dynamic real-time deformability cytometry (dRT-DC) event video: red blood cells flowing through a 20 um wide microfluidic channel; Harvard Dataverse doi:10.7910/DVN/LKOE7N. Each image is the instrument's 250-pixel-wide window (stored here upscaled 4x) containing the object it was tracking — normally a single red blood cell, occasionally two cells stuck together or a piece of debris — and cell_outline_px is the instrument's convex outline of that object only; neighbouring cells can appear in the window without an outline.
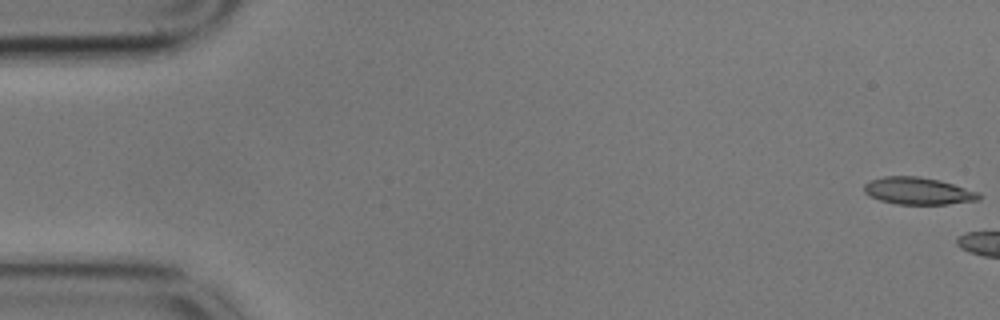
{"species": "common noctule bat (a hibernating species)", "species_latin": "Nyctalus noctula", "temperature_condition": "cold", "stored_images_in_passage": 5, "camera_frame_rate_fps": 3000, "um_per_image_px": 0.085, "animal": {"sex": "male", "body_mass_g": 17.9}, "frame": {"image": 1, "passage_image": 1, "time_ms": 0.0, "image_size_px": [1000, 320], "cell_outline_px": [[980, 200], [948, 204], [896, 204], [880, 200], [868, 196], [864, 192], [864, 184], [872, 180], [884, 176], [920, 176], [940, 180], [980, 192]], "centroid_in_image_um": [78.05, 16.23], "position_along_channel_um": 7.0, "area_um2": 18.26}}